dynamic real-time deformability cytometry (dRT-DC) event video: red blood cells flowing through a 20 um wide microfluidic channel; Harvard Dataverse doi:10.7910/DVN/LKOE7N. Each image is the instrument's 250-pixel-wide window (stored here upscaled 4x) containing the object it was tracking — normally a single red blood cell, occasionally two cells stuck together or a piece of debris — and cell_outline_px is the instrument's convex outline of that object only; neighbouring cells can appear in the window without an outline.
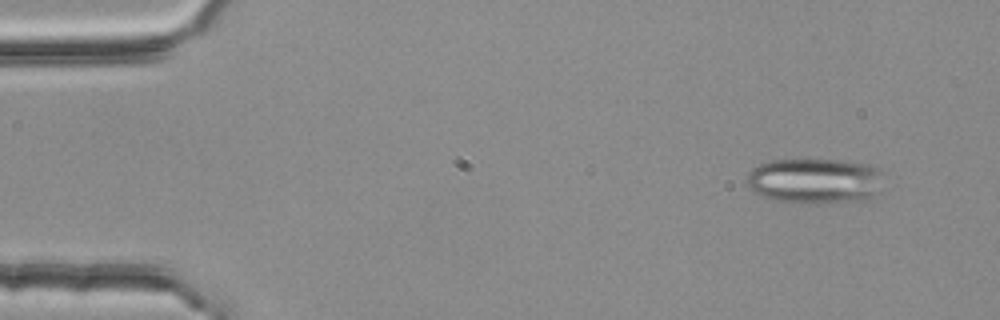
{"species": "common noctule bat (a hibernating species)", "species_latin": "Nyctalus noctula", "temperature_condition": "room temperature", "stored_images_in_passage": 5, "camera_frame_rate_fps": 3000, "um_per_image_px": 0.085, "animal": {"sex": "female", "body_mass_g": 25.1}, "frame": {"image": 1, "passage_image": 2, "time_ms": 0.333, "image_size_px": [1000, 320], "cell_outline_px": [[880, 168], [872, 200], [780, 200], [760, 196], [752, 192], [748, 188], [748, 172], [756, 164], [772, 160], [848, 160], [868, 164]], "centroid_in_image_um": [69.17, 15.3], "position_along_channel_um": 15.8, "area_um2": 34.8}}